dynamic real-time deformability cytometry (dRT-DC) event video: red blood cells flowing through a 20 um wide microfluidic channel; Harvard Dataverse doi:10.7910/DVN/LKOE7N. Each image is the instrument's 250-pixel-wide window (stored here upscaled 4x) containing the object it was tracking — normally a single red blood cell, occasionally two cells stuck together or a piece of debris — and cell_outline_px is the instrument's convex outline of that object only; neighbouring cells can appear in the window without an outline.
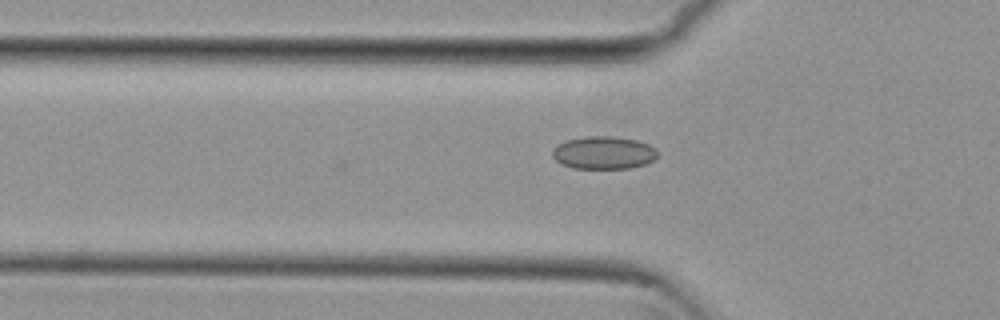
{"species": "common noctule bat (a hibernating species)", "species_latin": "Nyctalus noctula", "temperature_condition": "cold", "stored_images_in_passage": 3, "camera_frame_rate_fps": 3000, "um_per_image_px": 0.085, "animal": {"sex": "female", "body_mass_g": 29.2, "forearm_length_mm": 56.3}, "frame": {"image": 1, "passage_image": 3, "time_ms": 0.667, "image_size_px": [1000, 320], "cell_outline_px": [[656, 156], [652, 160], [644, 164], [628, 168], [572, 168], [560, 164], [552, 156], [552, 148], [556, 144], [564, 140], [584, 136], [612, 136], [636, 140], [648, 144], [656, 148]], "centroid_in_image_um": [51.23, 12.97], "position_along_channel_um": 74.6, "area_um2": 20.17}}